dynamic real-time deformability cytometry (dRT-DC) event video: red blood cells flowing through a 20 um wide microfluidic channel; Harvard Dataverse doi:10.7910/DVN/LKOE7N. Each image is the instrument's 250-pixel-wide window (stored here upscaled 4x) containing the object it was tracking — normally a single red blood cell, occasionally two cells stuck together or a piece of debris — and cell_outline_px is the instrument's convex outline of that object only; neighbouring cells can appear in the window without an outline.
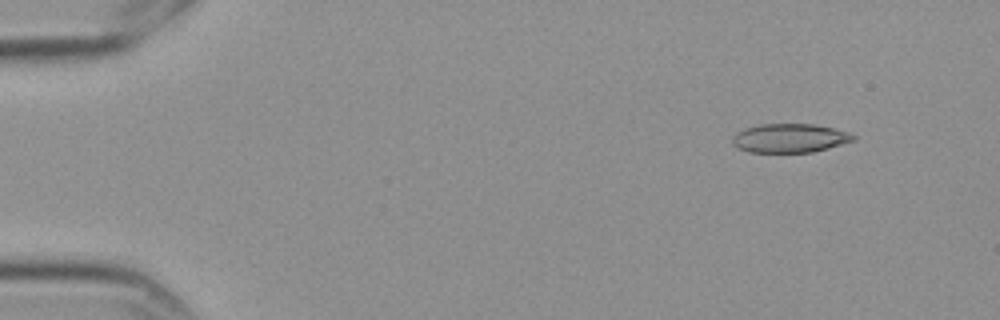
{"species": "Egyptian fruit bat (a non-hibernating species)", "species_latin": "Rousettus aegyptiacus", "temperature_condition": "cold", "stored_images_in_passage": 14, "camera_frame_rate_fps": 3000, "um_per_image_px": 0.085, "frame": {"image": 1, "passage_image": 1, "time_ms": 0.0, "image_size_px": [1000, 320], "cell_outline_px": [[856, 140], [828, 148], [812, 152], [748, 152], [736, 148], [732, 144], [732, 136], [736, 132], [744, 128], [760, 124], [812, 124], [832, 128], [848, 132], [856, 136]], "centroid_in_image_um": [67.09, 11.74], "position_along_channel_um": 17.9, "area_um2": 20.46}}
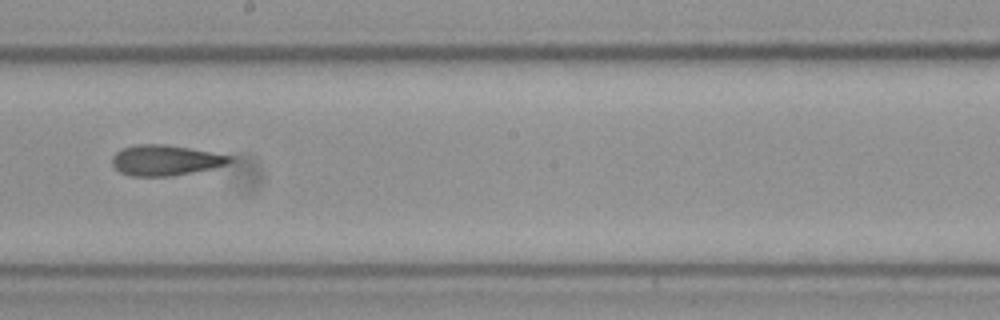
{"frame": {"image": 2, "passage_image": 8, "time_ms": 2.333, "image_size_px": [1000, 320], "cell_outline_px": [[232, 160], [228, 164], [212, 168], [172, 176], [128, 176], [120, 172], [112, 164], [112, 156], [120, 148], [136, 144], [164, 144], [188, 148], [232, 156]], "centroid_in_image_um": [14.01, 13.62], "position_along_channel_um": 234.2, "area_um2": 20.87}}
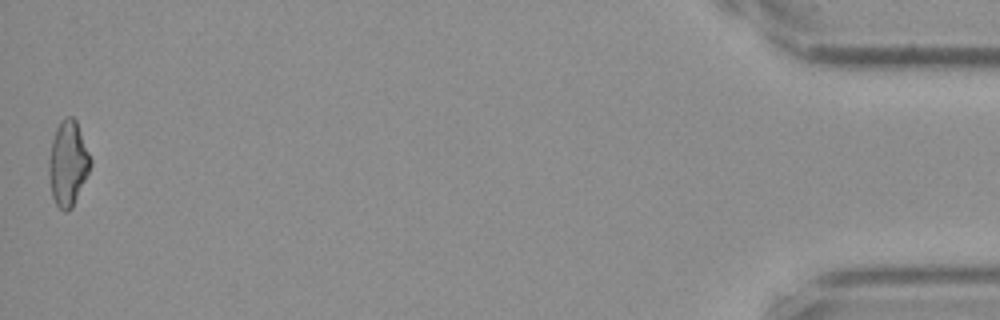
{"frame": {"image": 3, "passage_image": 14, "time_ms": 4.333, "image_size_px": [1000, 320], "cell_outline_px": [[92, 164], [72, 208], [64, 212], [56, 204], [52, 196], [48, 168], [48, 160], [52, 140], [56, 128], [60, 120], [64, 116], [72, 116], [76, 120], [92, 160]], "centroid_in_image_um": [5.77, 13.86], "position_along_channel_um": 429.4, "area_um2": 20.58}}